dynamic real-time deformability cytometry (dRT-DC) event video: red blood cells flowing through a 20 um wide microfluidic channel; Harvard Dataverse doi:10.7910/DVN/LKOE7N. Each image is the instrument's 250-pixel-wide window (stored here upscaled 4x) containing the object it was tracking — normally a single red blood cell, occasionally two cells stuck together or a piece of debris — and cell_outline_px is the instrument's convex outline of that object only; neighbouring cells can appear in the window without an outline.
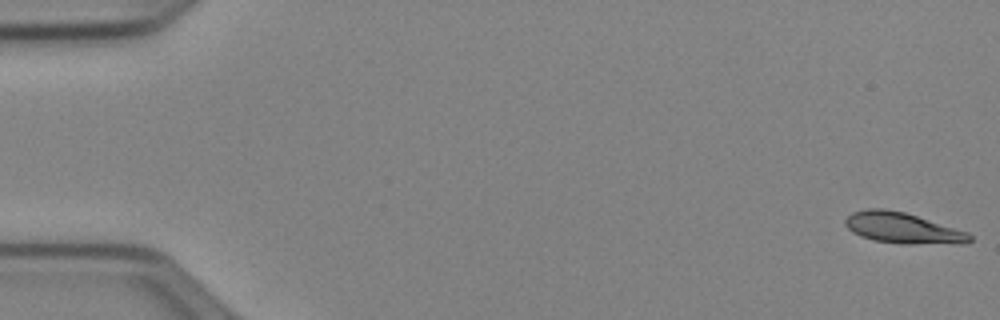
{"species": "Egyptian fruit bat (a non-hibernating species)", "species_latin": "Rousettus aegyptiacus", "temperature_condition": "cold", "stored_images_in_passage": 52, "camera_frame_rate_fps": 3000, "um_per_image_px": 0.085, "animal": {"sex": "female"}, "frame": {"image": 1, "passage_image": 1, "time_ms": 0.0, "image_size_px": [1000, 320], "cell_outline_px": [[972, 240], [968, 244], [900, 244], [872, 240], [860, 236], [852, 232], [844, 224], [844, 220], [852, 212], [868, 208], [884, 208], [904, 212], [968, 232], [972, 236]], "centroid_in_image_um": [76.73, 19.4], "position_along_channel_um": 8.3, "area_um2": 22.6}}
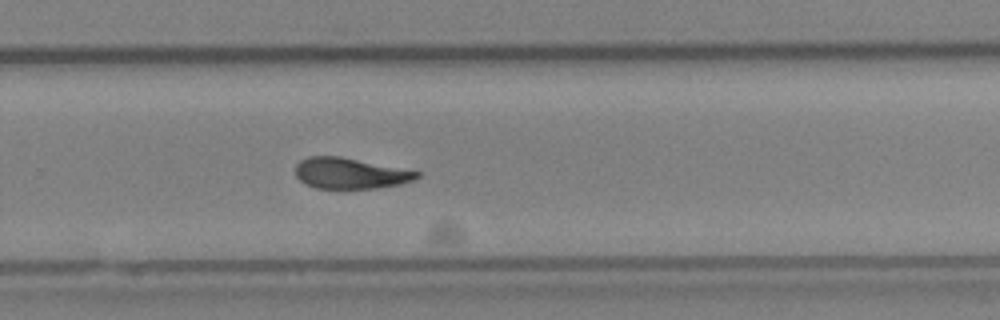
{"frame": {"image": 2, "passage_image": 35, "time_ms": 11.333, "image_size_px": [1000, 320], "cell_outline_px": [[420, 176], [412, 180], [400, 184], [376, 188], [316, 188], [304, 184], [296, 176], [296, 164], [300, 160], [308, 156], [340, 156], [420, 172]], "centroid_in_image_um": [29.72, 14.73], "position_along_channel_um": 300.1, "area_um2": 21.68}}
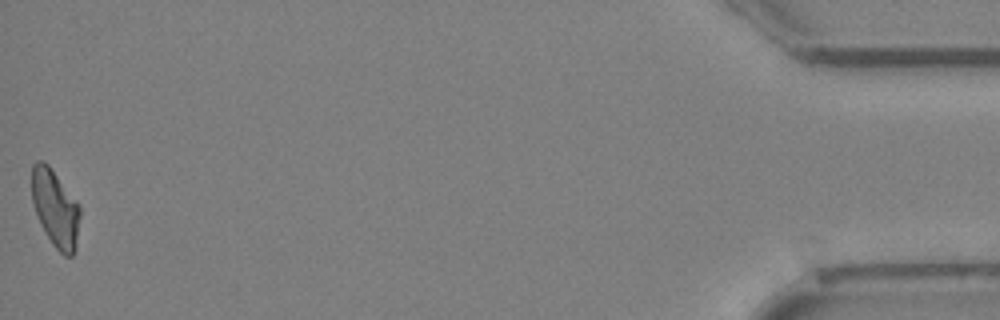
{"frame": {"image": 3, "passage_image": 52, "time_ms": 17.0, "image_size_px": [1000, 320], "cell_outline_px": [[80, 216], [76, 248], [72, 256], [64, 256], [52, 244], [40, 224], [32, 200], [32, 164], [36, 160], [44, 160], [48, 164], [80, 204]], "centroid_in_image_um": [4.71, 17.7], "position_along_channel_um": 430.5, "area_um2": 21.85}, "authors_computed_cell_mechanics": {"area_um2": 22.7443, "velocity_mm_per_s": 3.9431, "shape_relaxation_time_tau1_ms": 3.3775, "shape_relaxation_time_tau2_ms": 3.9763, "deformation_change_tau1": 0.1517, "deformation_change_tau2": 0.1143}}